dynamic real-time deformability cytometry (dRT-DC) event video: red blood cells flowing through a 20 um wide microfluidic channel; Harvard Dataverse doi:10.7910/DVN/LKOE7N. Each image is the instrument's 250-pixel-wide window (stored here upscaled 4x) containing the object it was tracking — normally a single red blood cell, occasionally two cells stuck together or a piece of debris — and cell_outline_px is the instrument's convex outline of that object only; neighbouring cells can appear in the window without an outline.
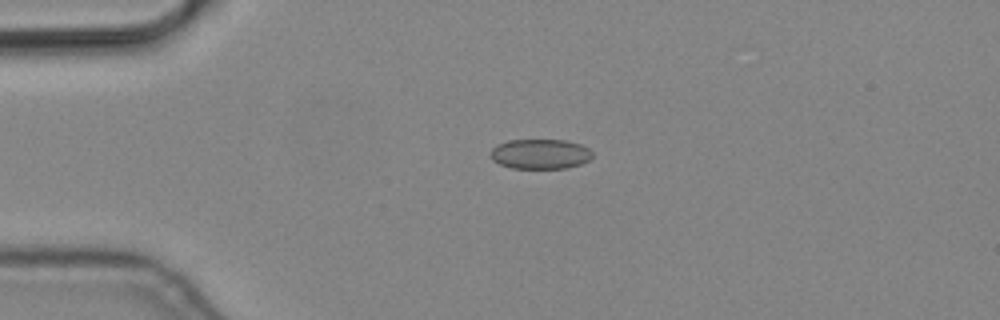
{"species": "common noctule bat (a hibernating species)", "species_latin": "Nyctalus noctula", "temperature_condition": "cold", "stored_images_in_passage": 5, "camera_frame_rate_fps": 3000, "um_per_image_px": 0.085, "animal": {"sex": "male", "body_mass_g": 19.2, "forearm_length_mm": 51.8}, "frame": {"image": 1, "passage_image": 4, "time_ms": 1.0, "image_size_px": [1000, 320], "cell_outline_px": [[592, 156], [588, 160], [580, 164], [568, 168], [512, 168], [500, 164], [492, 160], [492, 148], [496, 144], [508, 140], [564, 140], [580, 144], [588, 148], [592, 152]], "centroid_in_image_um": [45.91, 13.08], "position_along_channel_um": 39.1, "area_um2": 17.69}}